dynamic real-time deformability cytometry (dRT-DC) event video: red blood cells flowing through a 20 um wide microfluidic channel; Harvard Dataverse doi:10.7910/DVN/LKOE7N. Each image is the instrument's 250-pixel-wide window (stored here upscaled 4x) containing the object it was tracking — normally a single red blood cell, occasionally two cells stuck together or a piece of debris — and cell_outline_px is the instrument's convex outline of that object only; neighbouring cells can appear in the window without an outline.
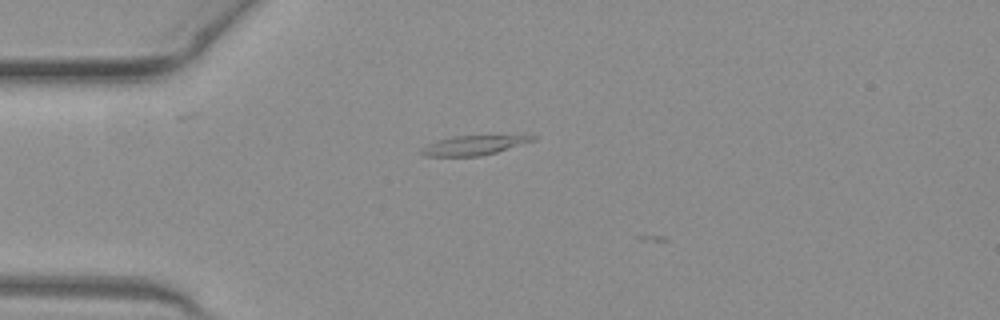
{"species": "common noctule bat (a hibernating species)", "species_latin": "Nyctalus noctula", "temperature_condition": "warm", "stored_images_in_passage": 2, "camera_frame_rate_fps": 3000, "um_per_image_px": 0.085, "animal": {"sex": "female", "body_mass_g": 19.3, "forearm_length_mm": 54.1}, "frame": {"image": 1, "passage_image": 1, "time_ms": 0.0, "image_size_px": [1000, 320], "cell_outline_px": [[536, 140], [496, 152], [480, 156], [424, 156], [420, 152], [420, 148], [440, 140], [452, 136], [536, 136]], "centroid_in_image_um": [40.23, 12.36], "position_along_channel_um": 44.8, "area_um2": 12.25}}